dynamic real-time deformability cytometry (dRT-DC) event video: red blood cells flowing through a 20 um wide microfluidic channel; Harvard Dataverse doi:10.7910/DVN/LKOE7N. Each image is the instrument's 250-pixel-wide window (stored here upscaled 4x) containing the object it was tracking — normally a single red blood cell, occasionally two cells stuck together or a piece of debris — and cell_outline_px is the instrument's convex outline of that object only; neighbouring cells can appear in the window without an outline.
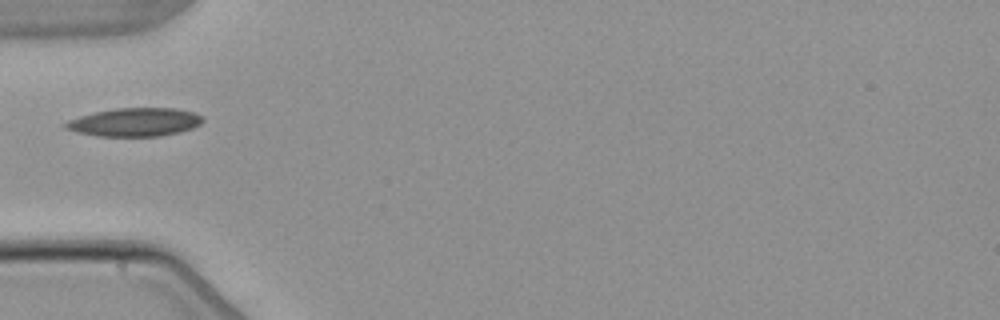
{"species": "common noctule bat (a hibernating species)", "species_latin": "Nyctalus noctula", "temperature_condition": "warm", "stored_images_in_passage": 3, "camera_frame_rate_fps": 3000, "um_per_image_px": 0.085, "animal": {"sex": "male", "body_mass_g": 21.5, "forearm_length_mm": 52.0}, "frame": {"image": 1, "passage_image": 2, "time_ms": 2.0, "image_size_px": [1000, 320], "cell_outline_px": [[204, 120], [200, 124], [192, 128], [180, 132], [160, 136], [100, 136], [76, 132], [64, 128], [60, 124], [68, 120], [80, 116], [96, 112], [116, 108], [176, 108], [196, 112], [204, 116]], "centroid_in_image_um": [11.48, 10.38], "position_along_channel_um": 73.5, "area_um2": 22.89}}